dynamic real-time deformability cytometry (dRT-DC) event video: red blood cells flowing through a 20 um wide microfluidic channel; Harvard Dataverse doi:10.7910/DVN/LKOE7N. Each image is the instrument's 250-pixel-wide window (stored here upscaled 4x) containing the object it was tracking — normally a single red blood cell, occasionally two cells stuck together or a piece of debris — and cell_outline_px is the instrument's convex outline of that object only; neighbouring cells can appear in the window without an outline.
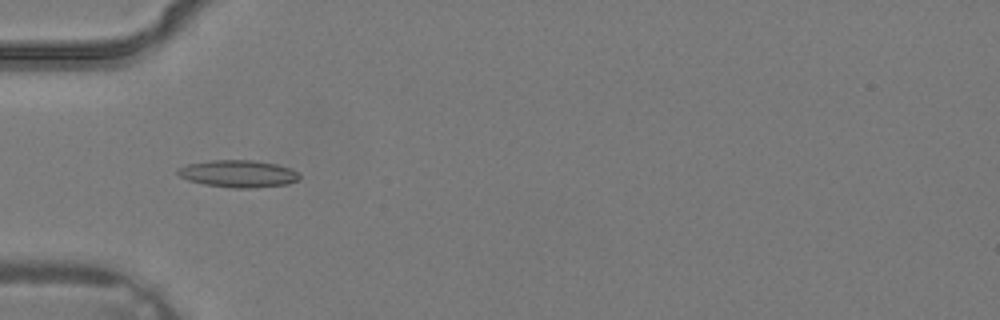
{"species": "common noctule bat (a hibernating species)", "species_latin": "Nyctalus noctula", "temperature_condition": "warm", "stored_images_in_passage": 3, "camera_frame_rate_fps": 3000, "um_per_image_px": 0.085, "animal": {"sex": "male", "body_mass_g": 19.2, "forearm_length_mm": 51.8}, "frame": {"image": 1, "passage_image": 3, "time_ms": 0.667, "image_size_px": [1000, 320], "cell_outline_px": [[300, 180], [288, 184], [252, 188], [232, 188], [204, 184], [188, 180], [180, 176], [176, 172], [176, 168], [188, 164], [212, 160], [252, 160], [276, 164], [292, 168], [300, 176]], "centroid_in_image_um": [20.26, 14.77], "position_along_channel_um": 64.7, "area_um2": 19.36}}